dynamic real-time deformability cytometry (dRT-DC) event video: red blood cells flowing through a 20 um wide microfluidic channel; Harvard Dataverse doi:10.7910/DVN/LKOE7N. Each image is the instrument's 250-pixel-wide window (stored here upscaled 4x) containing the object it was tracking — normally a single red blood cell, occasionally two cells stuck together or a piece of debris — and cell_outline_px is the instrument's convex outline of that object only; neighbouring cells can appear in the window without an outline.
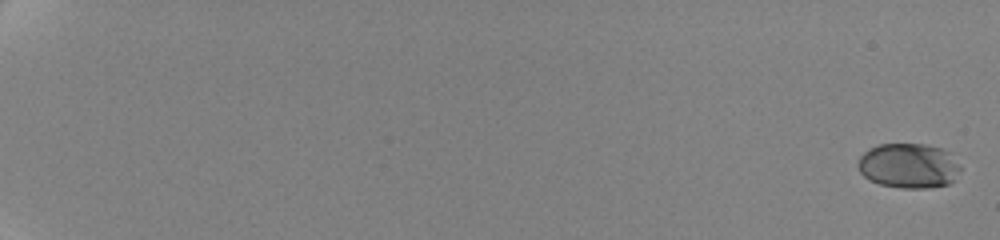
{"species": "human", "species_latin": "Homo sapiens", "temperature_condition": "cold", "stored_images_in_passage": 12, "camera_frame_rate_fps": 3000, "um_per_image_px": 0.085, "donor": {"sex": "female"}, "frame": {"image": 1, "passage_image": 1, "time_ms": 0.0, "image_size_px": [1000, 240], "cell_outline_px": [[960, 172], [948, 184], [928, 188], [900, 188], [880, 184], [864, 176], [860, 172], [856, 164], [860, 156], [864, 152], [880, 144], [924, 144], [944, 148], [948, 152], [960, 168]], "centroid_in_image_um": [77.22, 14.09], "position_along_channel_um": 7.8, "area_um2": 26.65}}
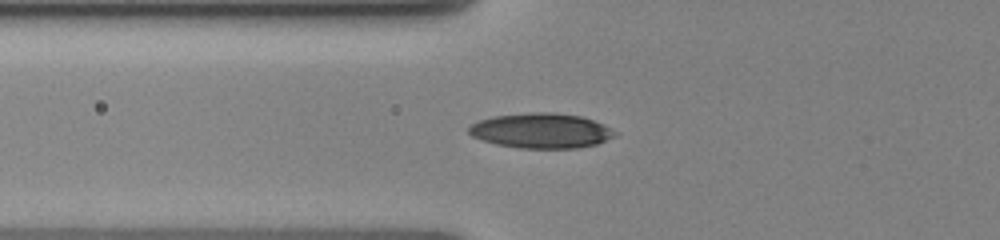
{"frame": {"image": 2, "passage_image": 10, "time_ms": 8.667, "image_size_px": [1000, 240], "cell_outline_px": [[620, 132], [616, 136], [596, 144], [576, 148], [520, 148], [496, 144], [480, 140], [472, 136], [468, 132], [468, 128], [472, 124], [480, 120], [492, 116], [532, 112], [552, 112], [580, 116], [604, 124]], "centroid_in_image_um": [46.02, 11.11], "position_along_channel_um": 79.8, "area_um2": 29.94}}
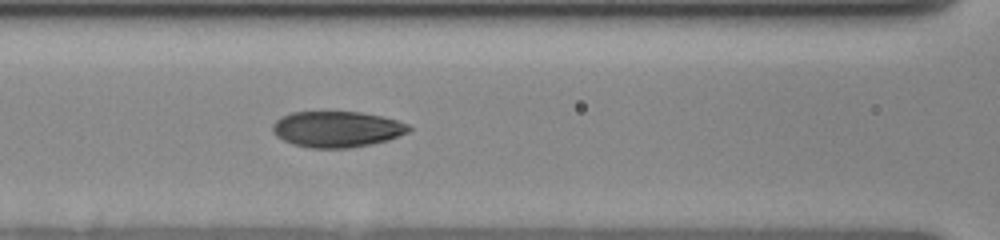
{"frame": {"image": 3, "passage_image": 12, "time_ms": 10.333, "image_size_px": [1000, 240], "cell_outline_px": [[412, 128], [408, 132], [388, 140], [372, 144], [348, 148], [308, 148], [292, 144], [276, 136], [272, 132], [272, 124], [280, 116], [292, 112], [360, 112], [380, 116], [396, 120], [408, 124]], "centroid_in_image_um": [28.6, 10.98], "position_along_channel_um": 138.0, "area_um2": 28.67}}